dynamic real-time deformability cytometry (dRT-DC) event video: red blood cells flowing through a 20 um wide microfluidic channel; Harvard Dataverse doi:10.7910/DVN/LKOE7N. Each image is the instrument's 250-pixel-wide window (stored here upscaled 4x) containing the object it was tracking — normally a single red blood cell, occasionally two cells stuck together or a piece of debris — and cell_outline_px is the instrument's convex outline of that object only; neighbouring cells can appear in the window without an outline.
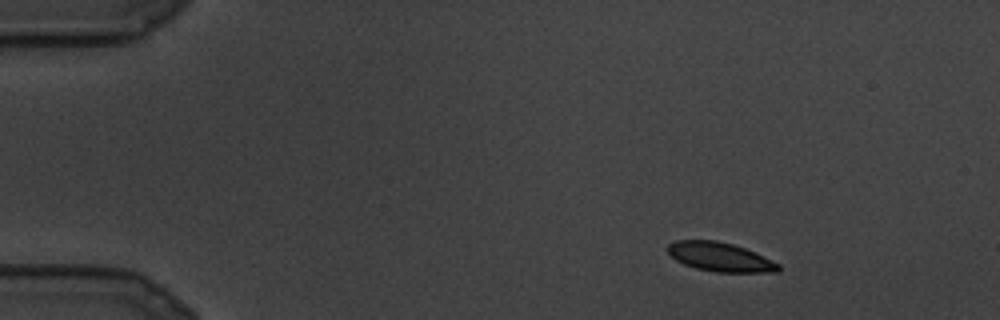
{"species": "common noctule bat (a hibernating species)", "species_latin": "Nyctalus noctula", "temperature_condition": "cold", "stored_images_in_passage": 5, "camera_frame_rate_fps": 3000, "um_per_image_px": 0.085, "animal": {"sex": "male", "body_mass_g": 19.5, "forearm_length_mm": 54.6}, "frame": {"image": 1, "passage_image": 1, "time_ms": 0.0, "image_size_px": [1000, 320], "cell_outline_px": [[780, 272], [716, 272], [696, 268], [684, 264], [676, 260], [668, 252], [668, 244], [676, 240], [716, 240], [732, 244], [756, 252], [780, 264]], "centroid_in_image_um": [61.23, 21.84], "position_along_channel_um": 23.8, "area_um2": 18.73}}